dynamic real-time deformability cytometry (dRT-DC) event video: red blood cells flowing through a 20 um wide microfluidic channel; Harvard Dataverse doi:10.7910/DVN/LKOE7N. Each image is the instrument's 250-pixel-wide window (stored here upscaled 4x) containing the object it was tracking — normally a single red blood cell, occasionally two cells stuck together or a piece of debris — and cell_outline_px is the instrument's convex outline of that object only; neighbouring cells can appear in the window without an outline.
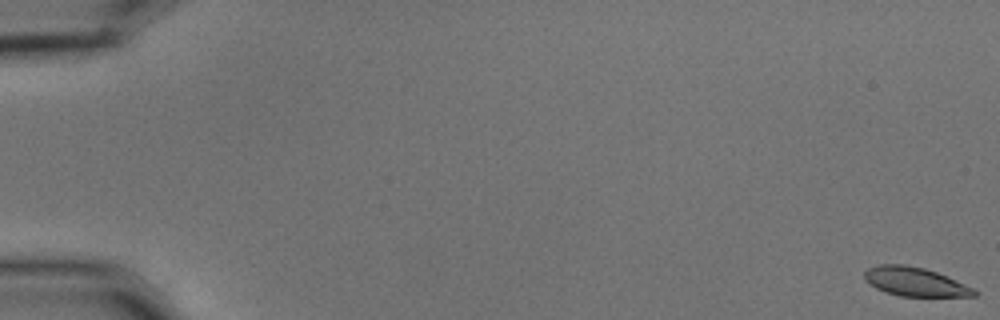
{"species": "common noctule bat (a hibernating species)", "species_latin": "Nyctalus noctula", "temperature_condition": "cold", "stored_images_in_passage": 58, "camera_frame_rate_fps": 3000, "um_per_image_px": 0.085, "animal": {"sex": "male", "body_mass_g": 15.6}, "frame": {"image": 1, "passage_image": 1, "time_ms": 0.0, "image_size_px": [1000, 320], "cell_outline_px": [[980, 292], [976, 296], [900, 296], [884, 292], [876, 288], [864, 280], [864, 272], [868, 268], [880, 264], [904, 264], [924, 268], [936, 272], [972, 288]], "centroid_in_image_um": [77.73, 23.95], "position_along_channel_um": 7.3, "area_um2": 18.32}}
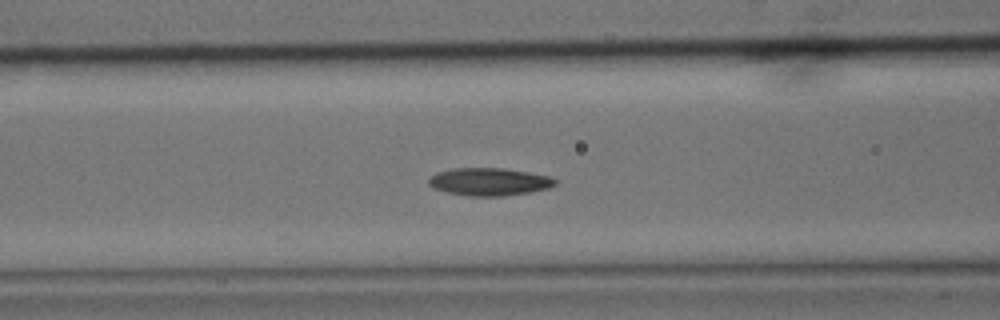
{"frame": {"image": 2, "passage_image": 25, "time_ms": 8.0, "image_size_px": [1000, 320], "cell_outline_px": [[556, 184], [548, 188], [532, 192], [504, 196], [468, 196], [448, 192], [432, 188], [428, 184], [428, 180], [436, 172], [452, 168], [504, 168], [528, 172], [548, 176], [556, 180]], "centroid_in_image_um": [41.57, 15.45], "position_along_channel_um": 125.0, "area_um2": 20.46}}
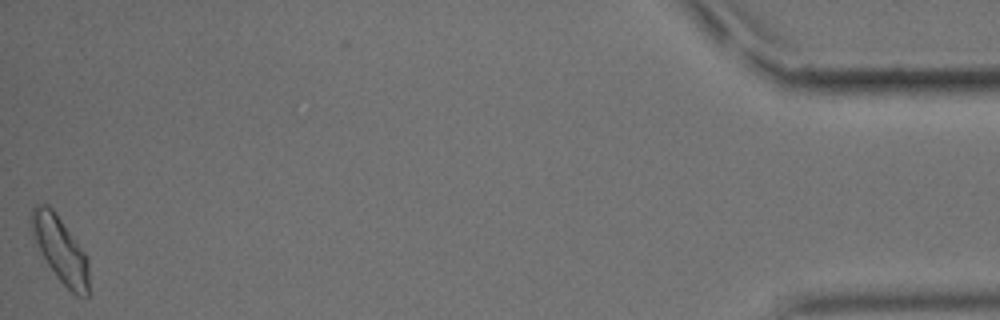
{"frame": {"image": 3, "passage_image": 58, "time_ms": 19.0, "image_size_px": [1000, 320], "cell_outline_px": [[88, 296], [76, 296], [56, 276], [48, 264], [32, 232], [32, 208], [36, 204], [48, 204], [52, 208], [84, 252], [88, 260]], "centroid_in_image_um": [5.15, 21.22], "position_along_channel_um": 430.1, "area_um2": 21.1}, "authors_computed_cell_mechanics": {"area_um2": 19.6809, "velocity_mm_per_s": 3.5527, "shape_relaxation_time_tau1_ms": 2.7043, "shape_relaxation_time_tau2_ms": null, "deformation_change_tau1": 0.1168, "deformation_change_tau2": null}}